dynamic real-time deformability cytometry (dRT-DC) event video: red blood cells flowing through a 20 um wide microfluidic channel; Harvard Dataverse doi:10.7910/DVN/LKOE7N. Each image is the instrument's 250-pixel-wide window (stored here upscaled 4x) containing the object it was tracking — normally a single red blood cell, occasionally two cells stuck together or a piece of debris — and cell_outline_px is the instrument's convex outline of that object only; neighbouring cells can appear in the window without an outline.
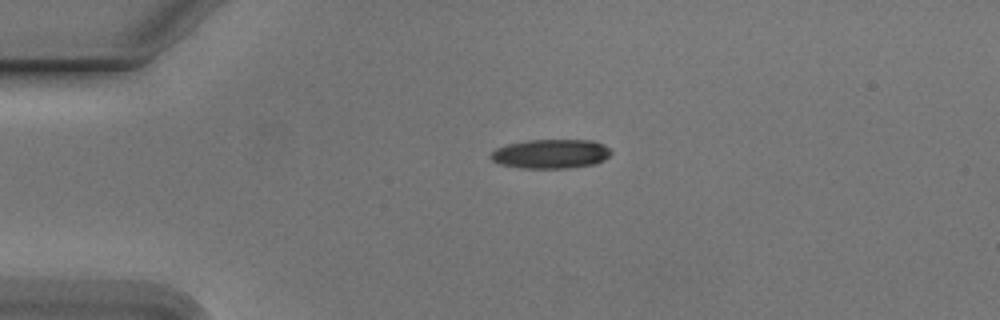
{"species": "Egyptian fruit bat (a non-hibernating species)", "species_latin": "Rousettus aegyptiacus", "temperature_condition": "cold", "stored_images_in_passage": 43, "camera_frame_rate_fps": 3000, "um_per_image_px": 0.085, "animal": {"sex": "male"}, "frame": {"image": 1, "passage_image": 1, "time_ms": 0.0, "image_size_px": [1000, 320], "cell_outline_px": [[612, 152], [604, 160], [596, 164], [568, 168], [520, 168], [500, 164], [492, 160], [488, 156], [496, 148], [508, 144], [528, 140], [592, 140], [604, 144]], "centroid_in_image_um": [46.82, 13.08], "position_along_channel_um": 38.2, "area_um2": 20.58}}
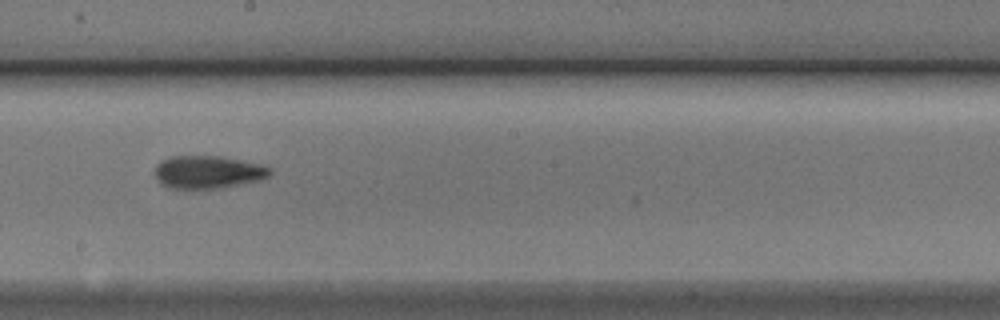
{"frame": {"image": 2, "passage_image": 19, "time_ms": 6.0, "image_size_px": [1000, 320], "cell_outline_px": [[272, 172], [268, 176], [260, 180], [224, 188], [188, 192], [168, 188], [160, 184], [156, 176], [156, 164], [160, 160], [172, 156], [220, 156], [264, 164], [272, 168]], "centroid_in_image_um": [17.66, 14.67], "position_along_channel_um": 230.5, "area_um2": 23.06}}
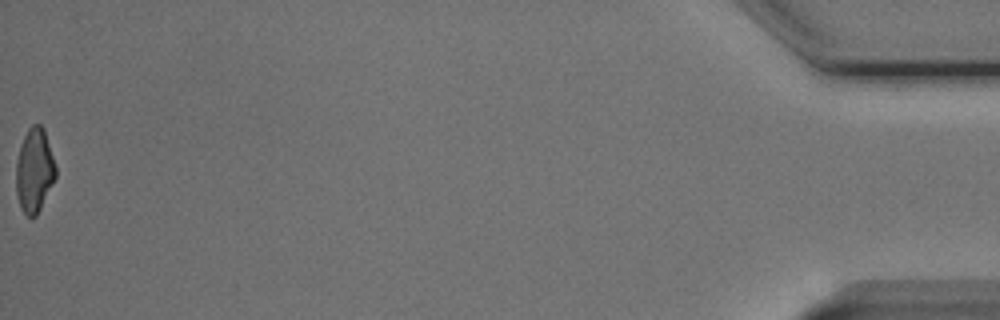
{"frame": {"image": 3, "passage_image": 43, "time_ms": 14.0, "image_size_px": [1000, 320], "cell_outline_px": [[56, 176], [36, 216], [32, 220], [20, 208], [16, 196], [16, 160], [20, 144], [28, 128], [32, 124], [40, 124], [44, 128], [56, 168]], "centroid_in_image_um": [2.9, 14.49], "position_along_channel_um": 432.3, "area_um2": 19.48}, "authors_computed_cell_mechanics": {"area_um2": 20.8658, "velocity_mm_per_s": 3.794, "shape_relaxation_time_tau1_ms": 2.9801, "shape_relaxation_time_tau2_ms": 2.3761, "deformation_change_tau1": 0.1584, "deformation_change_tau2": 0.1101}}